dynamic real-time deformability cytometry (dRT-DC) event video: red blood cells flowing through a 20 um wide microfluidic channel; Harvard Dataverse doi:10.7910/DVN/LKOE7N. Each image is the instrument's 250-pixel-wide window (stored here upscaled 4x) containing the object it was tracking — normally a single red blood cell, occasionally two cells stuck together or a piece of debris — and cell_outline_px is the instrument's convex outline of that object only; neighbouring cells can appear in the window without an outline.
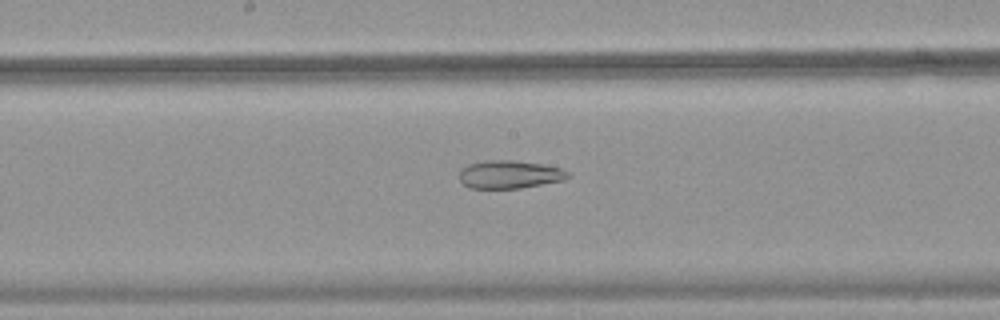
{"species": "common noctule bat (a hibernating species)", "species_latin": "Nyctalus noctula", "temperature_condition": "warm", "stored_images_in_passage": 34, "camera_frame_rate_fps": 3000, "um_per_image_px": 0.085, "animal": {"sex": "female", "body_mass_g": 18.4}, "frame": {"image": 1, "passage_image": 11, "time_ms": 3.333, "image_size_px": [1000, 320], "cell_outline_px": [[572, 176], [564, 180], [520, 188], [468, 188], [460, 180], [460, 168], [468, 164], [484, 160], [512, 160], [540, 164], [560, 168], [568, 172]], "centroid_in_image_um": [43.29, 14.82], "position_along_channel_um": 204.9, "area_um2": 17.74}}
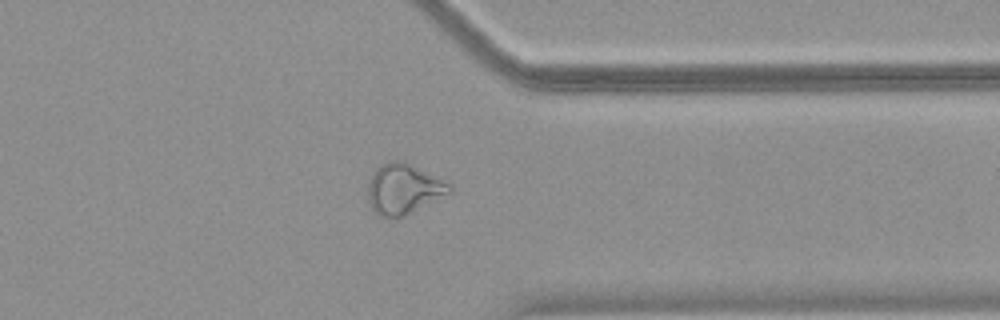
{"frame": {"image": 2, "passage_image": 24, "time_ms": 7.667, "image_size_px": [1000, 320], "cell_outline_px": [[452, 192], [404, 216], [376, 216], [368, 200], [368, 184], [376, 168], [380, 164], [392, 160], [404, 160], [448, 184], [452, 188]], "centroid_in_image_um": [34.26, 16.05], "position_along_channel_um": 377.1, "area_um2": 23.52}}
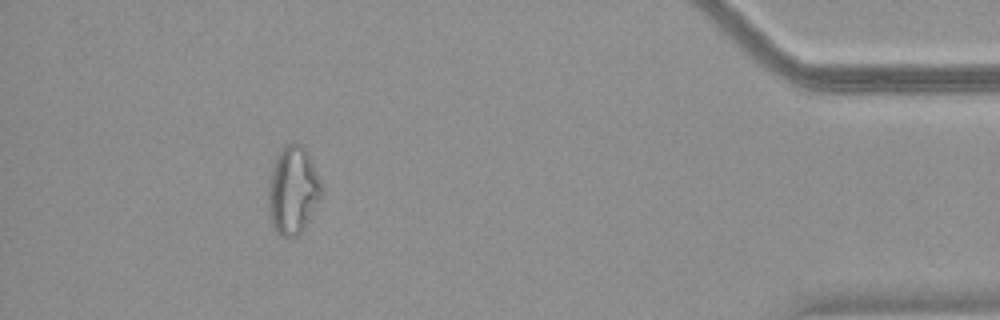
{"frame": {"image": 3, "passage_image": 30, "time_ms": 9.667, "image_size_px": [1000, 320], "cell_outline_px": [[324, 192], [320, 200], [304, 228], [296, 236], [280, 236], [276, 232], [272, 224], [268, 208], [268, 184], [272, 168], [276, 156], [288, 144], [304, 144], [312, 160], [324, 188]], "centroid_in_image_um": [24.92, 16.17], "position_along_channel_um": 410.3, "area_um2": 27.4}}